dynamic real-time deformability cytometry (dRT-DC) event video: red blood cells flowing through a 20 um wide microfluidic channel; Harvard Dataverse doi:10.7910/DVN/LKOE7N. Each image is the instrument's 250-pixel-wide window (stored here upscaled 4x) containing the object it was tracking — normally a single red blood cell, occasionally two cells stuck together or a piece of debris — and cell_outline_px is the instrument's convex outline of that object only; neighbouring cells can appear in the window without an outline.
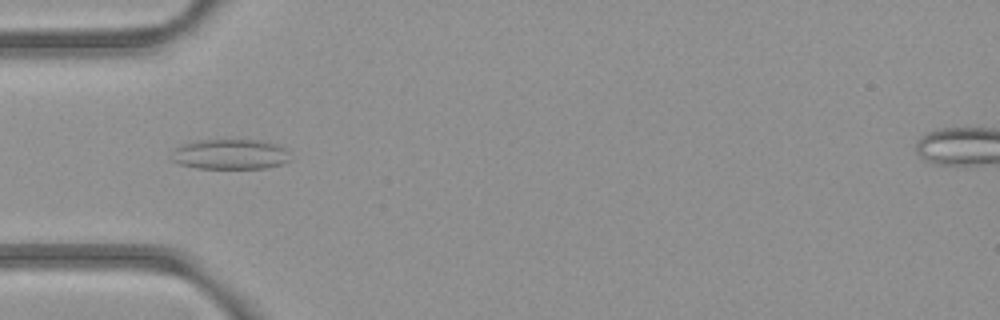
{"species": "common noctule bat (a hibernating species)", "species_latin": "Nyctalus noctula", "temperature_condition": "room temperature", "stored_images_in_passage": 52, "camera_frame_rate_fps": 3000, "um_per_image_px": 0.085, "animal": {"sex": "female", "body_mass_g": 21.9}, "frame": {"image": 1, "passage_image": 16, "time_ms": 5.0, "image_size_px": [1000, 320], "cell_outline_px": [[292, 160], [280, 164], [264, 168], [196, 168], [180, 164], [172, 160], [172, 152], [176, 148], [184, 144], [200, 140], [260, 140], [276, 144], [284, 148]], "centroid_in_image_um": [19.58, 13.11], "position_along_channel_um": 65.4, "area_um2": 20.69}}
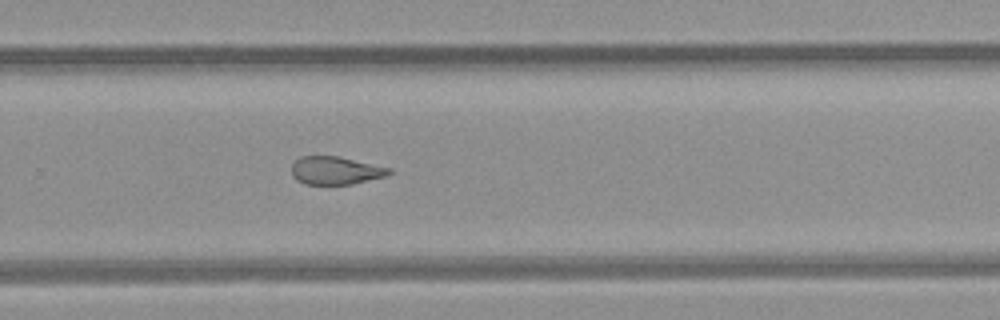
{"frame": {"image": 2, "passage_image": 34, "time_ms": 11.0, "image_size_px": [1000, 320], "cell_outline_px": [[392, 172], [388, 176], [352, 184], [304, 184], [296, 180], [292, 176], [292, 164], [300, 156], [336, 156], [392, 168]], "centroid_in_image_um": [28.53, 14.5], "position_along_channel_um": 301.3, "area_um2": 15.95}}
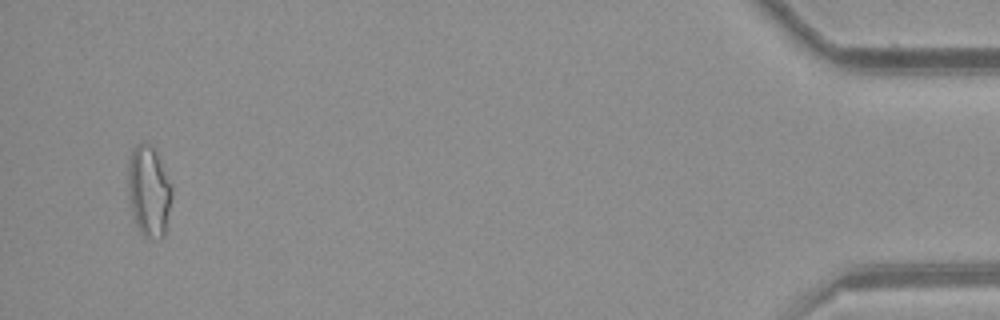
{"frame": {"image": 3, "passage_image": 50, "time_ms": 16.333, "image_size_px": [1000, 320], "cell_outline_px": [[172, 192], [164, 236], [160, 240], [144, 236], [140, 232], [136, 224], [128, 200], [128, 164], [132, 152], [136, 144], [144, 140], [148, 140], [152, 144], [156, 152], [172, 188]], "centroid_in_image_um": [12.63, 16.23], "position_along_channel_um": 422.6, "area_um2": 23.24}, "authors_computed_cell_mechanics": {"area_um2": 18.7272, "velocity_mm_per_s": 3.938, "shape_relaxation_time_tau1_ms": null, "shape_relaxation_time_tau2_ms": 3.2239, "deformation_change_tau1": null, "deformation_change_tau2": 0.1118}}